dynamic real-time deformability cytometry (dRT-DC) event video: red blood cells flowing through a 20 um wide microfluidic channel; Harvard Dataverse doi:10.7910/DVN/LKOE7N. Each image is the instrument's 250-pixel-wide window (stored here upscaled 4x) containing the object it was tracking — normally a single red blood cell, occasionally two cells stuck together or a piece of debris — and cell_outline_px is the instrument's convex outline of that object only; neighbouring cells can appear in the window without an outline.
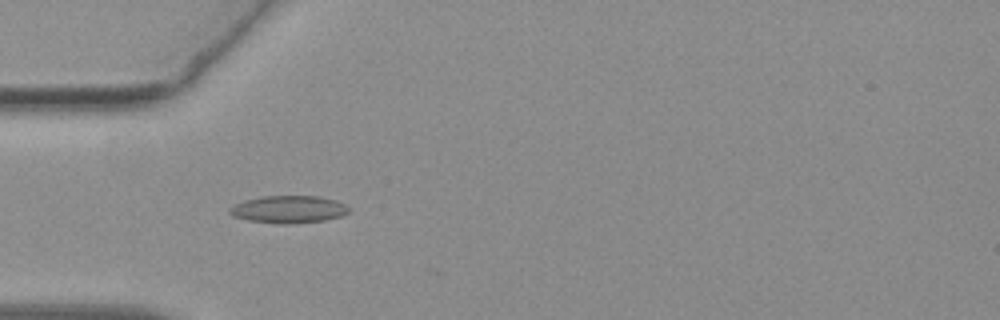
{"species": "common noctule bat (a hibernating species)", "species_latin": "Nyctalus noctula", "temperature_condition": "warm", "stored_images_in_passage": 42, "camera_frame_rate_fps": 3000, "um_per_image_px": 0.085, "animal": {"sex": "female", "body_mass_g": 19.3, "forearm_length_mm": 54.1}, "frame": {"image": 1, "passage_image": 7, "time_ms": 2.0, "image_size_px": [1000, 320], "cell_outline_px": [[348, 212], [340, 216], [324, 220], [284, 224], [248, 220], [232, 216], [228, 212], [228, 208], [244, 200], [264, 196], [320, 196], [336, 200], [344, 204], [348, 208]], "centroid_in_image_um": [24.5, 17.78], "position_along_channel_um": 60.5, "area_um2": 18.84}}
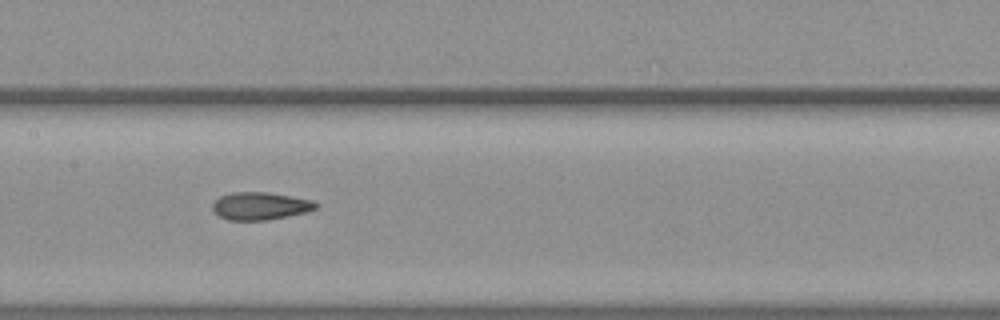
{"frame": {"image": 2, "passage_image": 17, "time_ms": 5.333, "image_size_px": [1000, 320], "cell_outline_px": [[316, 208], [304, 212], [288, 216], [268, 220], [228, 220], [220, 216], [212, 208], [212, 204], [220, 196], [232, 192], [264, 192], [312, 200], [316, 204]], "centroid_in_image_um": [22.07, 17.51], "position_along_channel_um": 185.3, "area_um2": 16.3}}
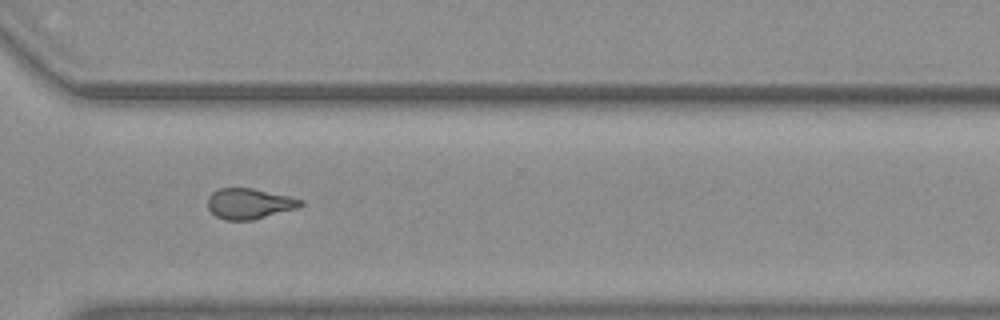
{"frame": {"image": 3, "passage_image": 30, "time_ms": 9.667, "image_size_px": [1000, 320], "cell_outline_px": [[304, 204], [296, 208], [252, 220], [224, 220], [216, 216], [208, 208], [208, 196], [212, 192], [220, 188], [252, 188], [288, 196], [304, 200]], "centroid_in_image_um": [21.17, 17.3], "position_along_channel_um": 349.4, "area_um2": 16.42}, "authors_computed_cell_mechanics": {"area_um2": 17.3978, "velocity_mm_per_s": 3.7915, "shape_relaxation_time_tau1_ms": null, "shape_relaxation_time_tau2_ms": 2.4243, "deformation_change_tau1": null, "deformation_change_tau2": 0.0894}}